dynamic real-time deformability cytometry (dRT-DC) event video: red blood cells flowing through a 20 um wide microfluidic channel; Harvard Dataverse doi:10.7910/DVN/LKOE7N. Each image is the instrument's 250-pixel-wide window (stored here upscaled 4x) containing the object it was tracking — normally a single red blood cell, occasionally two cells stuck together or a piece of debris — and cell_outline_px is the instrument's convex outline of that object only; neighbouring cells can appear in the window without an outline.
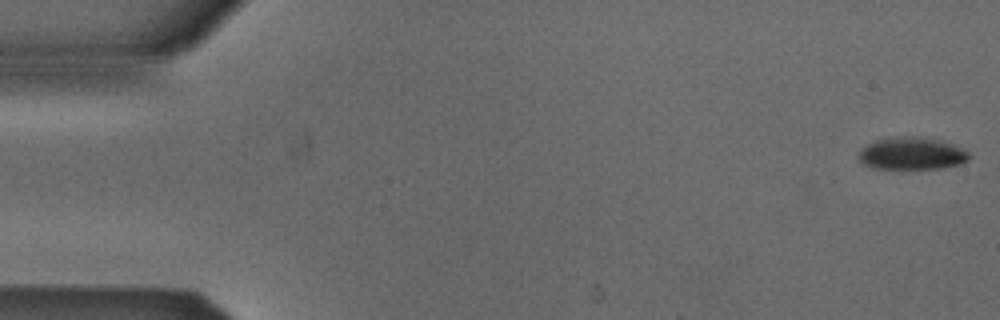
{"species": "Egyptian fruit bat (a non-hibernating species)", "species_latin": "Rousettus aegyptiacus", "temperature_condition": "cold", "stored_images_in_passage": 53, "camera_frame_rate_fps": 3000, "um_per_image_px": 0.085, "animal": {"sex": "male"}, "frame": {"image": 1, "passage_image": 1, "time_ms": 0.0, "image_size_px": [1000, 320], "cell_outline_px": [[972, 156], [968, 160], [960, 164], [940, 168], [872, 168], [864, 164], [860, 160], [860, 148], [876, 140], [896, 136], [912, 136], [940, 140], [952, 144], [968, 152]], "centroid_in_image_um": [77.51, 13.04], "position_along_channel_um": 7.5, "area_um2": 20.63}}
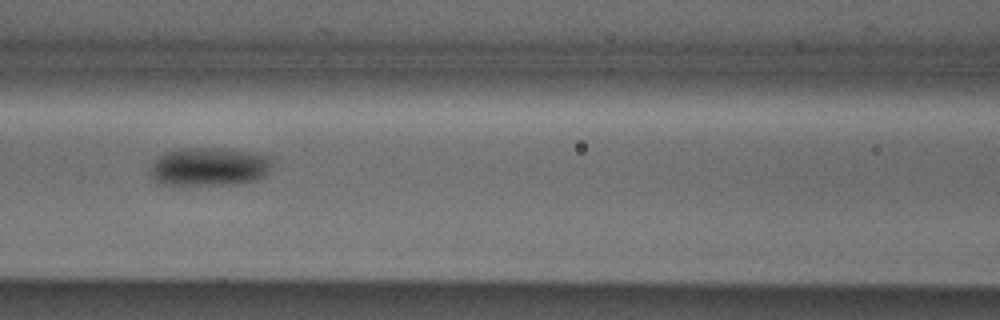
{"frame": {"image": 2, "passage_image": 23, "time_ms": 7.333, "image_size_px": [1000, 320], "cell_outline_px": [[272, 160], [268, 172], [264, 176], [256, 180], [232, 184], [180, 188], [160, 184], [152, 176], [152, 164], [164, 152], [180, 148], [224, 148], [264, 156]], "centroid_in_image_um": [17.7, 14.22], "position_along_channel_um": 148.9, "area_um2": 27.69}}
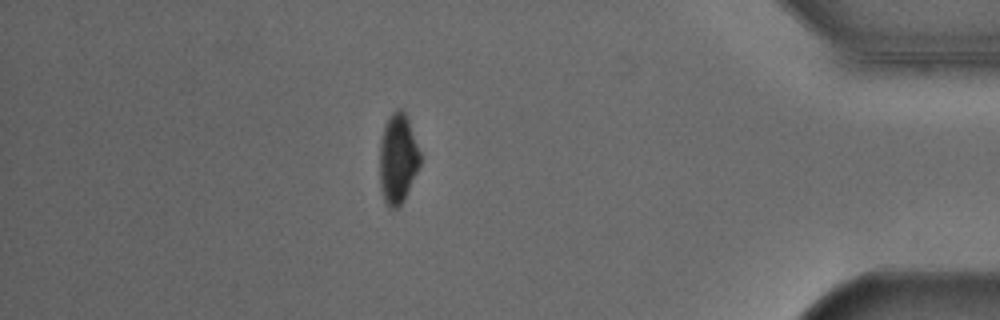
{"frame": {"image": 3, "passage_image": 46, "time_ms": 15.0, "image_size_px": [1000, 320], "cell_outline_px": [[420, 164], [404, 200], [396, 208], [392, 208], [384, 200], [380, 188], [380, 140], [384, 124], [392, 112], [396, 108], [400, 108], [404, 112], [408, 120], [420, 152]], "centroid_in_image_um": [33.8, 13.46], "position_along_channel_um": 401.4, "area_um2": 20.98}, "authors_computed_cell_mechanics": {"area_um2": 23.5824, "velocity_mm_per_s": 3.8695, "shape_relaxation_time_tau1_ms": 4.3337, "shape_relaxation_time_tau2_ms": null, "deformation_change_tau1": 0.1123, "deformation_change_tau2": null}}